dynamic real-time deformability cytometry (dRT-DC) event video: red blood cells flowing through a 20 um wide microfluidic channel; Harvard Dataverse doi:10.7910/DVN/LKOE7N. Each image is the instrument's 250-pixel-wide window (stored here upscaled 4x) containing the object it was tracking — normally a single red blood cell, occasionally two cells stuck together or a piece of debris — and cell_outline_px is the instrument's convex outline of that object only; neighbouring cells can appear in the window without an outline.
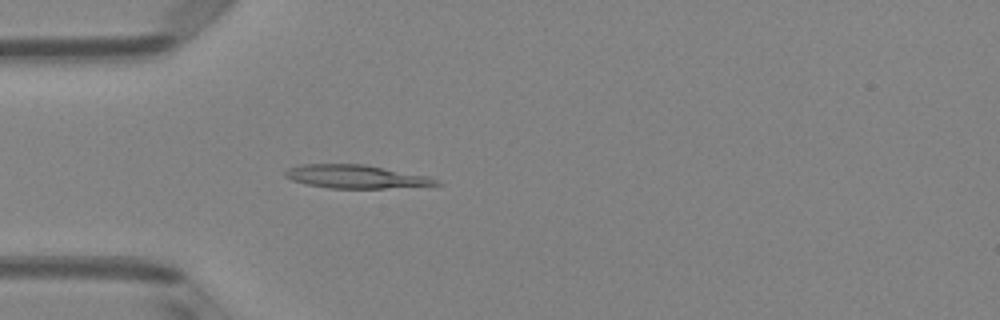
{"species": "Egyptian fruit bat (a non-hibernating species)", "species_latin": "Rousettus aegyptiacus", "temperature_condition": "room temperature", "stored_images_in_passage": 49, "camera_frame_rate_fps": 3000, "um_per_image_px": 0.085, "animal": {"sex": "female"}, "frame": {"image": 1, "passage_image": 14, "time_ms": 4.333, "image_size_px": [1000, 320], "cell_outline_px": [[444, 184], [384, 188], [328, 188], [308, 184], [292, 180], [284, 176], [284, 172], [288, 168], [300, 164], [364, 164], [428, 176]], "centroid_in_image_um": [30.21, 15.0], "position_along_channel_um": 54.8, "area_um2": 20.35}}
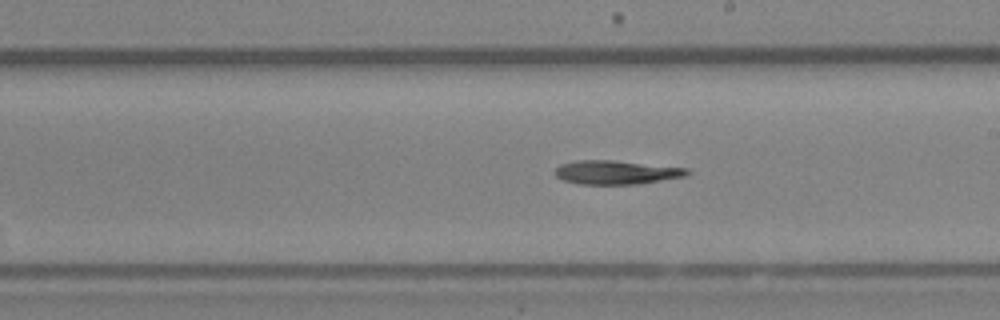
{"frame": {"image": 2, "passage_image": 28, "time_ms": 9.0, "image_size_px": [1000, 320], "cell_outline_px": [[692, 172], [688, 176], [636, 184], [580, 184], [564, 180], [556, 176], [556, 168], [560, 164], [576, 160], [612, 160], [688, 168]], "centroid_in_image_um": [52.42, 14.64], "position_along_channel_um": 236.6, "area_um2": 18.32}}
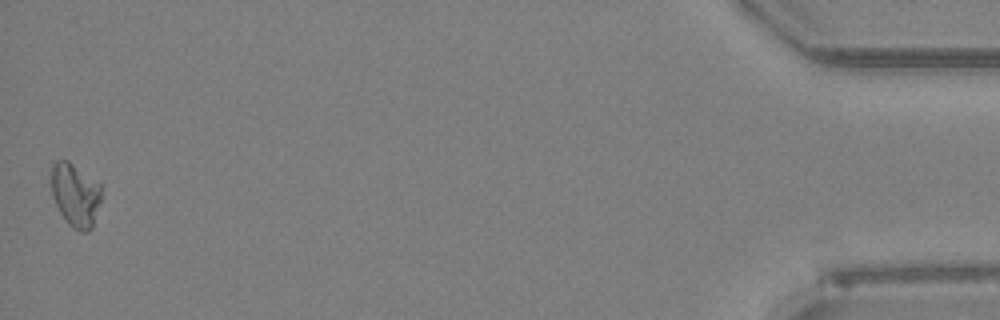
{"frame": {"image": 3, "passage_image": 49, "time_ms": 16.0, "image_size_px": [1000, 320], "cell_outline_px": [[100, 200], [92, 228], [88, 232], [80, 232], [72, 228], [68, 224], [60, 212], [52, 196], [52, 164], [56, 160], [68, 160], [100, 184]], "centroid_in_image_um": [6.39, 16.58], "position_along_channel_um": 428.8, "area_um2": 18.32}, "authors_computed_cell_mechanics": {"area_um2": 18.8428, "velocity_mm_per_s": 4.0456, "shape_relaxation_time_tau1_ms": null, "shape_relaxation_time_tau2_ms": 3.6327, "deformation_change_tau1": null, "deformation_change_tau2": 0.0911}}